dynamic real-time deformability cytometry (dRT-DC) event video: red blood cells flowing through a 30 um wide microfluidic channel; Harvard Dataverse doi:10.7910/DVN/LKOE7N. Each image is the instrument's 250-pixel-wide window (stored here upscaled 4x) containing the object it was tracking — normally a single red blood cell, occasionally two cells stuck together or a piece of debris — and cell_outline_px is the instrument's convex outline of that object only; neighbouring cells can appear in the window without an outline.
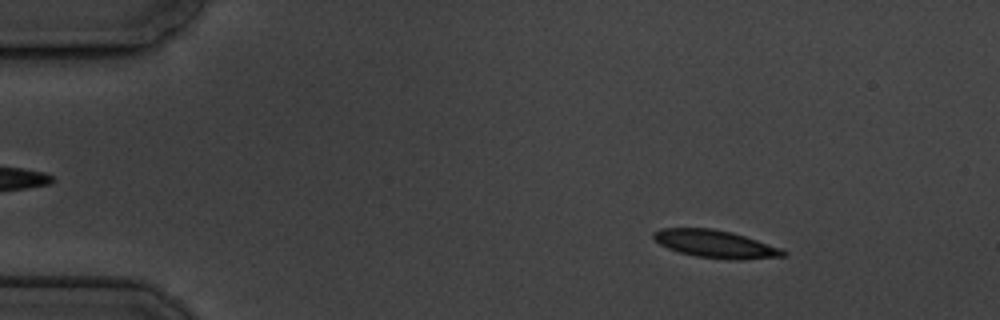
{"species": "common noctule bat (a hibernating species)", "species_latin": "Nyctalus noctula", "temperature_condition": "cold", "stored_images_in_passage": 4, "camera_frame_rate_fps": 3000, "um_per_image_px": 0.085, "animal": {"sex": "male", "body_mass_g": 19.5, "forearm_length_mm": 54.6}, "frame": {"image": 1, "passage_image": 2, "time_ms": 1.0, "image_size_px": [1000, 320], "cell_outline_px": [[788, 256], [744, 260], [732, 260], [696, 256], [680, 252], [668, 248], [660, 244], [652, 236], [652, 232], [660, 228], [712, 228], [732, 232], [780, 248], [788, 252]], "centroid_in_image_um": [60.82, 20.74], "position_along_channel_um": 24.2, "area_um2": 20.92}}